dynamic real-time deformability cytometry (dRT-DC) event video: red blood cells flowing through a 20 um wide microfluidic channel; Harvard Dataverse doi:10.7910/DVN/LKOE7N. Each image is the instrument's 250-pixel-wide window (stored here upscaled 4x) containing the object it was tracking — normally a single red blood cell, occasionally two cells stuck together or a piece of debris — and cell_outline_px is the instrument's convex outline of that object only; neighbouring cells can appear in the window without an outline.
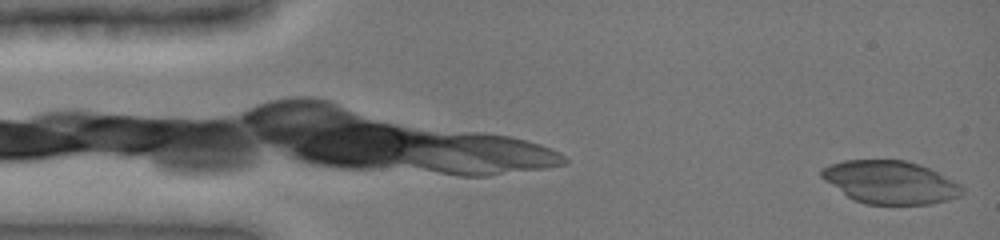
{"species": "common noctule bat (a hibernating species)", "species_latin": "Nyctalus noctula", "temperature_condition": "cold", "stored_images_in_passage": 7, "camera_frame_rate_fps": 3000, "um_per_image_px": 0.085, "animal": {"sex": "female", "body_mass_g": 19.0, "forearm_length_mm": 51.5}, "frame": {"image": 1, "passage_image": 7, "time_ms": 2.0, "image_size_px": [1000, 240], "cell_outline_px": [[964, 192], [960, 196], [948, 200], [932, 204], [864, 204], [852, 200], [824, 180], [820, 176], [820, 168], [828, 164], [844, 160], [904, 160], [920, 164], [960, 184], [964, 188]], "centroid_in_image_um": [75.63, 15.49], "position_along_channel_um": 9.4, "area_um2": 35.37}}